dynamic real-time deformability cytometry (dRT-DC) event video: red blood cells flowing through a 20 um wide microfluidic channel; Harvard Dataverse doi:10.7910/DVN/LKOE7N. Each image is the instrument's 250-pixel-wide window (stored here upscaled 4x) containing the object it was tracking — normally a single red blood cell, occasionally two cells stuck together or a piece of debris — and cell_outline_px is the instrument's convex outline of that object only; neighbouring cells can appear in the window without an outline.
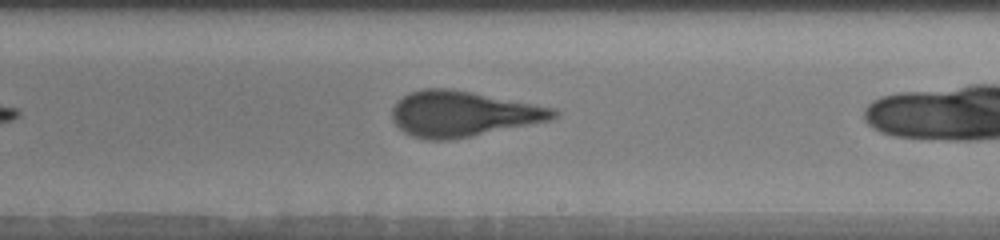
{"species": "human", "species_latin": "Homo sapiens", "temperature_condition": "warm", "stored_images_in_passage": 17, "camera_frame_rate_fps": 3000, "um_per_image_px": 0.085, "donor": {"sex": "male"}, "frame": {"image": 1, "passage_image": 12, "time_ms": 3.667, "image_size_px": [1000, 240], "cell_outline_px": [[560, 116], [552, 120], [448, 140], [428, 140], [412, 136], [404, 132], [392, 120], [392, 108], [408, 92], [424, 88], [448, 88], [472, 92], [556, 108], [560, 112]], "centroid_in_image_um": [39.36, 9.67], "position_along_channel_um": 249.6, "area_um2": 42.66}}
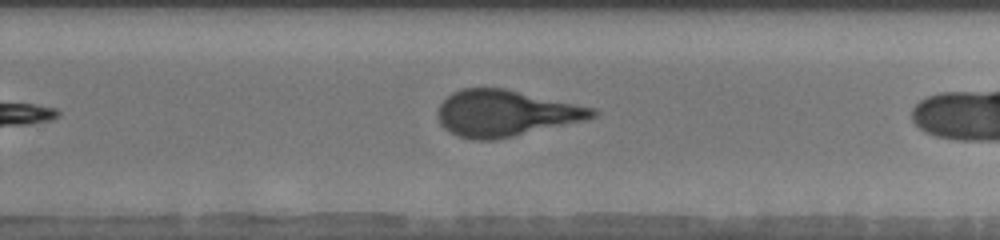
{"frame": {"image": 2, "passage_image": 15, "time_ms": 4.667, "image_size_px": [1000, 240], "cell_outline_px": [[600, 112], [596, 116], [584, 120], [512, 136], [492, 140], [476, 140], [460, 136], [444, 128], [440, 124], [436, 112], [440, 104], [452, 92], [464, 88], [504, 88], [596, 108]], "centroid_in_image_um": [42.96, 9.61], "position_along_channel_um": 286.8, "area_um2": 41.33}}